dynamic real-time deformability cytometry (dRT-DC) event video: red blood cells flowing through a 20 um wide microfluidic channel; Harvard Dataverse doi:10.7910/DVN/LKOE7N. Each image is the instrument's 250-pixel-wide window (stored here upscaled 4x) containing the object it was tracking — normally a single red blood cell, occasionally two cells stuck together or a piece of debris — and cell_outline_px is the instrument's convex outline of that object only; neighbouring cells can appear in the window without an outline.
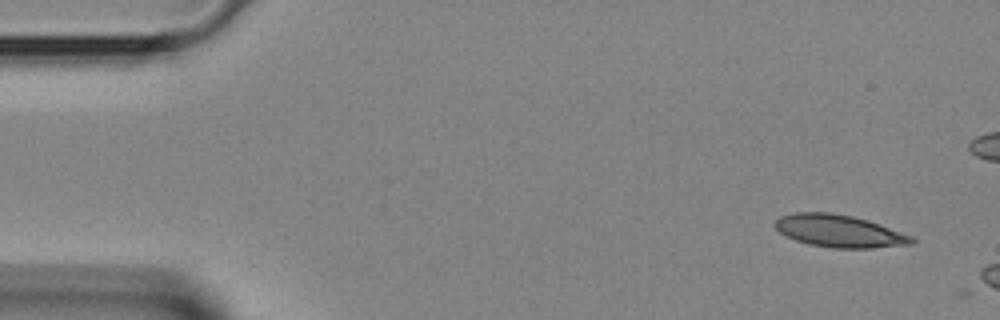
{"species": "Egyptian fruit bat (a non-hibernating species)", "species_latin": "Rousettus aegyptiacus", "temperature_condition": "room temperature", "stored_images_in_passage": 3, "camera_frame_rate_fps": 3000, "um_per_image_px": 0.085, "animal": {"sex": "female"}, "frame": {"image": 1, "passage_image": 1, "time_ms": 0.0, "image_size_px": [1000, 320], "cell_outline_px": [[916, 240], [912, 244], [872, 248], [832, 248], [808, 244], [796, 240], [780, 232], [772, 224], [780, 216], [796, 212], [832, 212], [852, 216], [868, 220], [912, 236]], "centroid_in_image_um": [71.32, 19.63], "position_along_channel_um": 13.7, "area_um2": 25.78}}